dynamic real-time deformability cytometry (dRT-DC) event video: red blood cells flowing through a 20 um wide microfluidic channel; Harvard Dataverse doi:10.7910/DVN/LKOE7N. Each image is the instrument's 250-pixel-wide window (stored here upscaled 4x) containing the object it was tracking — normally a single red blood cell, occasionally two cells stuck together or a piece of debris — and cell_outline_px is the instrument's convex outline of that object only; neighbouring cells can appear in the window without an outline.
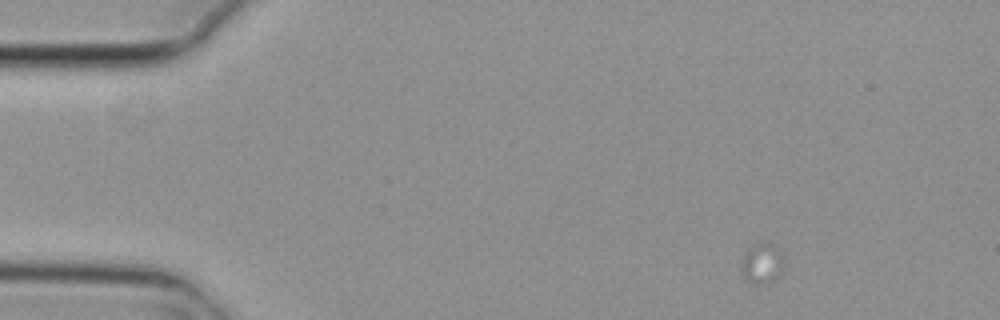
{"species": "common noctule bat (a hibernating species)", "species_latin": "Nyctalus noctula", "temperature_condition": "cold", "stored_images_in_passage": 2, "camera_frame_rate_fps": 3000, "um_per_image_px": 0.085, "animal": {"sex": "female", "body_mass_g": 29.2, "forearm_length_mm": 56.3}, "frame": {"image": 1, "passage_image": 1, "time_ms": 0.0, "image_size_px": [1000, 320], "cell_outline_px": [[784, 260], [780, 276], [776, 280], [760, 284], [756, 284], [748, 280], [740, 272], [740, 264], [748, 248], [764, 240], [772, 244], [784, 256]], "centroid_in_image_um": [64.78, 22.38], "position_along_channel_um": 20.2, "area_um2": 10.17}}